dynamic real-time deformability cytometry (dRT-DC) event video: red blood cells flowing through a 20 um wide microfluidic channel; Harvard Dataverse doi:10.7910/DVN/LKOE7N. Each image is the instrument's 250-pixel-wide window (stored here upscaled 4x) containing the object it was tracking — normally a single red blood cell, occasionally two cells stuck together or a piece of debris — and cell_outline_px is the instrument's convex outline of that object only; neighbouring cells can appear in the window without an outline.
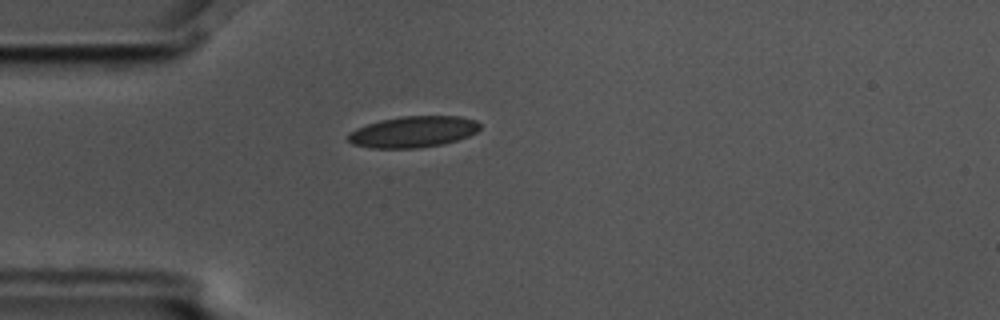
{"species": "common noctule bat (a hibernating species)", "species_latin": "Nyctalus noctula", "temperature_condition": "cold", "stored_images_in_passage": 2, "camera_frame_rate_fps": 3000, "um_per_image_px": 0.085, "animal": {"sex": "male", "body_mass_g": 17.5, "forearm_length_mm": 52.3}, "frame": {"image": 1, "passage_image": 1, "time_ms": 0.0, "image_size_px": [1000, 320], "cell_outline_px": [[480, 128], [476, 132], [468, 136], [444, 144], [416, 148], [372, 148], [352, 144], [348, 140], [348, 136], [356, 128], [380, 120], [400, 116], [460, 116], [476, 120], [480, 124]], "centroid_in_image_um": [35.14, 11.2], "position_along_channel_um": 49.9, "area_um2": 23.93}}